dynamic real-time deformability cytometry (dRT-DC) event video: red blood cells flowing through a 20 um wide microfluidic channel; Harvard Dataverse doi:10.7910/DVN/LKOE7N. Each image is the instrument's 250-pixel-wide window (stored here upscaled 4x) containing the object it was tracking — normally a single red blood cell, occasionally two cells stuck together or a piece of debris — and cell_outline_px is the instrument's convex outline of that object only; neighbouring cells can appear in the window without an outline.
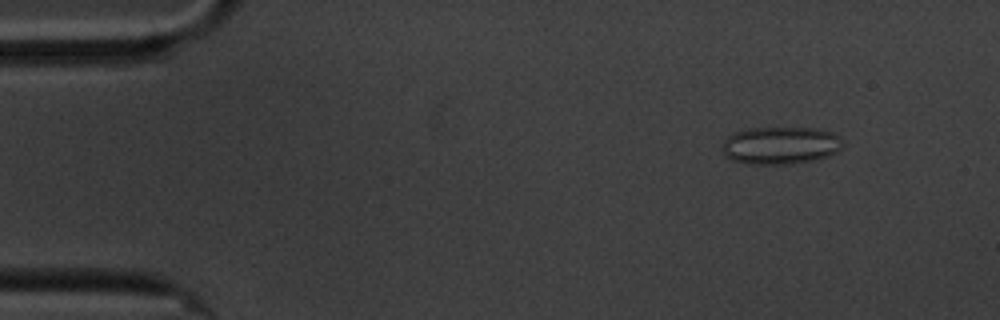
{"species": "common noctule bat (a hibernating species)", "species_latin": "Nyctalus noctula", "temperature_condition": "cold", "stored_images_in_passage": 6, "camera_frame_rate_fps": 3000, "um_per_image_px": 0.085, "animal": {"sex": "male", "body_mass_g": 20.1, "forearm_length_mm": 53.5}, "frame": {"image": 1, "passage_image": 2, "time_ms": 1.333, "image_size_px": [1000, 320], "cell_outline_px": [[844, 144], [840, 152], [816, 160], [792, 164], [748, 164], [732, 160], [724, 156], [720, 148], [720, 144], [732, 132], [752, 128], [816, 128], [832, 132], [844, 140]], "centroid_in_image_um": [66.34, 12.37], "position_along_channel_um": 18.7, "area_um2": 27.05}}